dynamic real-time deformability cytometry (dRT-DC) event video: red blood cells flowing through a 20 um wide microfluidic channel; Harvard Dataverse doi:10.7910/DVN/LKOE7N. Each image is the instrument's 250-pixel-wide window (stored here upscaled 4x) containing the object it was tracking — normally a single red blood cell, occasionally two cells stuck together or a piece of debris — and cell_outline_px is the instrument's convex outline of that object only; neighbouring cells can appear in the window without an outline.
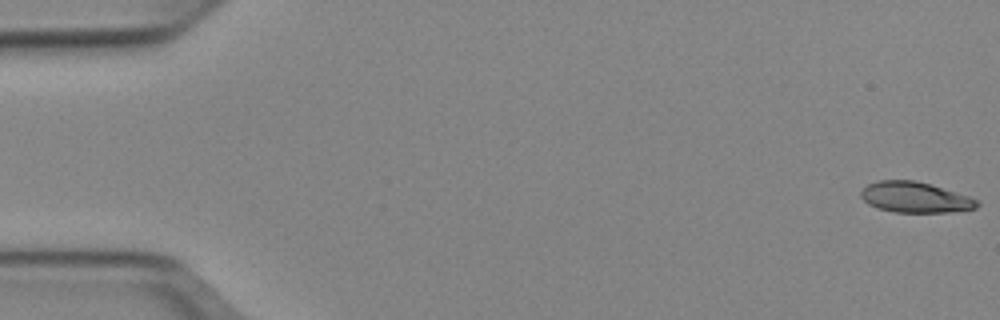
{"species": "Egyptian fruit bat (a non-hibernating species)", "species_latin": "Rousettus aegyptiacus", "temperature_condition": "cold", "stored_images_in_passage": 51, "camera_frame_rate_fps": 3000, "um_per_image_px": 0.085, "animal": {"sex": "female"}, "frame": {"image": 1, "passage_image": 1, "time_ms": 0.0, "image_size_px": [1000, 320], "cell_outline_px": [[980, 204], [976, 208], [948, 212], [896, 212], [876, 208], [868, 204], [860, 196], [860, 192], [868, 184], [880, 180], [912, 180], [928, 184], [968, 196], [976, 200]], "centroid_in_image_um": [77.73, 16.78], "position_along_channel_um": 7.3, "area_um2": 20.4}}
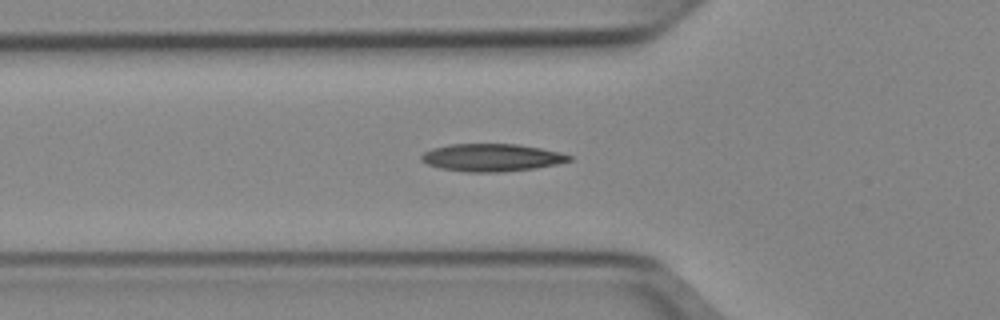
{"frame": {"image": 2, "passage_image": 18, "time_ms": 5.667, "image_size_px": [1000, 320], "cell_outline_px": [[572, 160], [556, 164], [536, 168], [500, 172], [468, 172], [440, 168], [428, 164], [420, 160], [420, 156], [424, 152], [432, 148], [448, 144], [516, 144], [540, 148], [560, 152], [572, 156]], "centroid_in_image_um": [41.78, 13.39], "position_along_channel_um": 84.0, "area_um2": 23.76}}
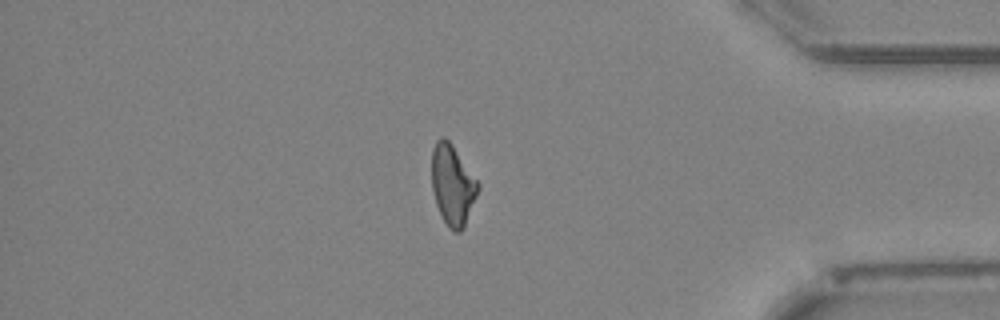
{"frame": {"image": 3, "passage_image": 44, "time_ms": 14.333, "image_size_px": [1000, 320], "cell_outline_px": [[480, 188], [464, 228], [460, 232], [452, 232], [448, 228], [436, 204], [432, 188], [432, 148], [436, 140], [440, 136], [444, 136], [452, 144], [480, 184]], "centroid_in_image_um": [38.47, 15.72], "position_along_channel_um": 396.7, "area_um2": 21.79}, "authors_computed_cell_mechanics": {"area_um2": 22.0218, "velocity_mm_per_s": 3.9474, "shape_relaxation_time_tau1_ms": 10.9339, "shape_relaxation_time_tau2_ms": 4.3076, "deformation_change_tau1": 0.2286, "deformation_change_tau2": 0.126}}